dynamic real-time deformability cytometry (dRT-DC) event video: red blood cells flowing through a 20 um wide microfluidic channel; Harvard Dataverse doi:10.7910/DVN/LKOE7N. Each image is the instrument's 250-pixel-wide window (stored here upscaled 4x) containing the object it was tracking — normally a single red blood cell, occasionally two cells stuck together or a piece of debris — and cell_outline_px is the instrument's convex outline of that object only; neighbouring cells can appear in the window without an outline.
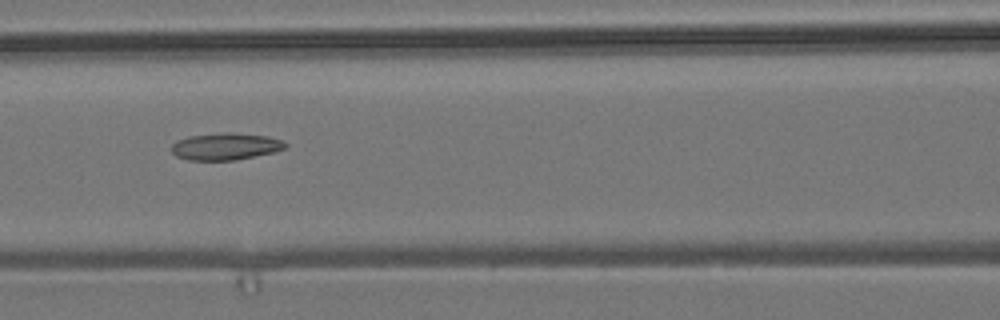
{"species": "common noctule bat (a hibernating species)", "species_latin": "Nyctalus noctula", "temperature_condition": "room temperature", "stored_images_in_passage": 8, "camera_frame_rate_fps": 3000, "um_per_image_px": 0.085, "animal": {"sex": "male", "body_mass_g": 19.2, "forearm_length_mm": 51.8}, "frame": {"image": 1, "passage_image": 5, "time_ms": 4.667, "image_size_px": [1000, 320], "cell_outline_px": [[288, 144], [284, 148], [272, 152], [236, 160], [188, 160], [176, 156], [172, 152], [172, 144], [176, 140], [188, 136], [224, 132], [228, 132], [268, 136], [284, 140]], "centroid_in_image_um": [19.15, 12.44], "position_along_channel_um": 147.4, "area_um2": 17.92}}
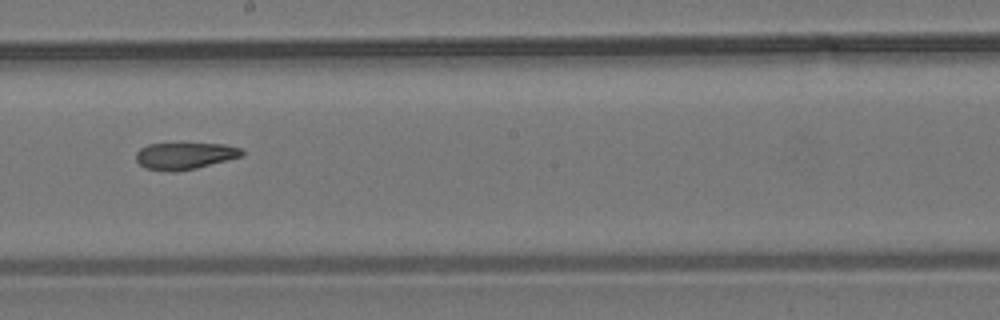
{"frame": {"image": 2, "passage_image": 7, "time_ms": 7.0, "image_size_px": [1000, 320], "cell_outline_px": [[244, 156], [196, 168], [176, 172], [172, 172], [144, 168], [136, 160], [136, 152], [140, 148], [148, 144], [224, 144], [240, 148], [244, 152]], "centroid_in_image_um": [15.7, 13.25], "position_along_channel_um": 232.5, "area_um2": 16.53}}
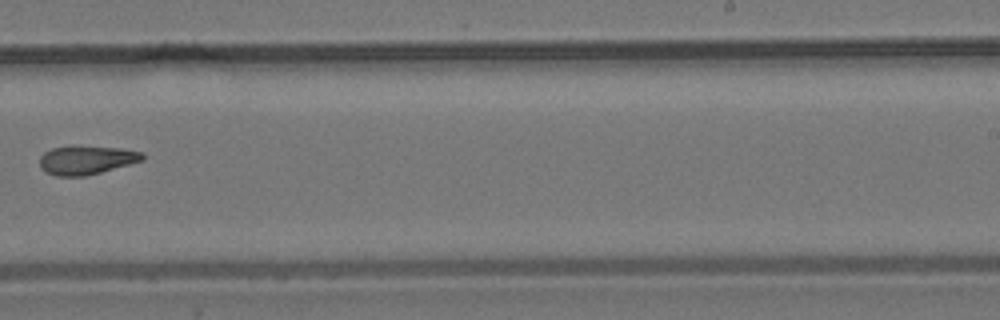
{"frame": {"image": 3, "passage_image": 8, "time_ms": 8.333, "image_size_px": [1000, 320], "cell_outline_px": [[144, 160], [100, 172], [84, 176], [56, 176], [44, 172], [40, 168], [40, 156], [44, 152], [52, 148], [120, 148], [144, 152]], "centroid_in_image_um": [7.34, 13.64], "position_along_channel_um": 281.7, "area_um2": 16.65}}